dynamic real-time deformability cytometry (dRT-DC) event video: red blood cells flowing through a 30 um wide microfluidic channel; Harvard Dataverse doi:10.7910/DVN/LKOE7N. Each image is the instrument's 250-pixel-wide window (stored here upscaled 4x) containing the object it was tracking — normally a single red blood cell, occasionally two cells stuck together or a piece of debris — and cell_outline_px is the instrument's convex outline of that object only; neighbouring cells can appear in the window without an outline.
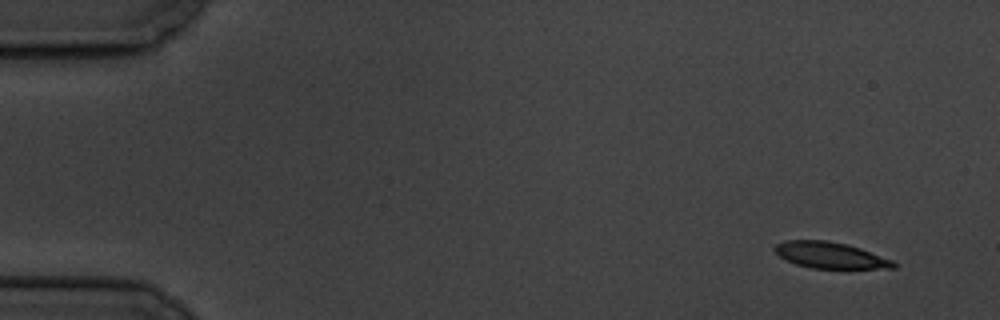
{"species": "common noctule bat (a hibernating species)", "species_latin": "Nyctalus noctula", "temperature_condition": "cold", "stored_images_in_passage": 4, "camera_frame_rate_fps": 3000, "um_per_image_px": 0.085, "animal": {"sex": "male", "body_mass_g": 19.5, "forearm_length_mm": 54.6}, "frame": {"image": 1, "passage_image": 1, "time_ms": 0.0, "image_size_px": [1000, 320], "cell_outline_px": [[896, 268], [812, 268], [796, 264], [780, 256], [772, 248], [776, 244], [784, 240], [828, 240], [848, 244], [860, 248], [892, 260], [896, 264]], "centroid_in_image_um": [70.55, 21.68], "position_along_channel_um": 14.5, "area_um2": 18.03}}
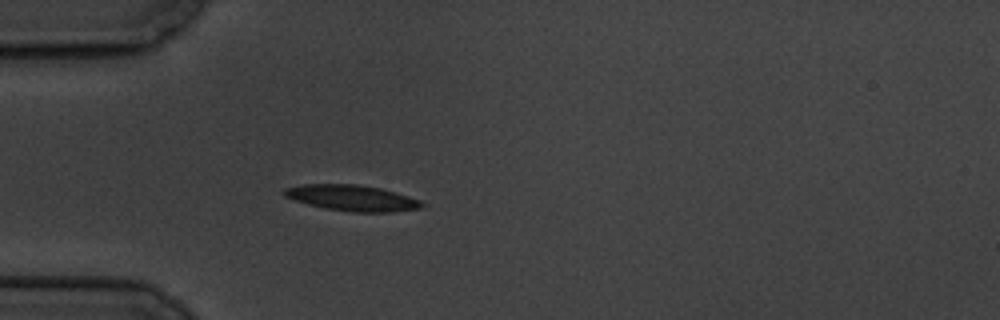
{"frame": {"image": 2, "passage_image": 4, "time_ms": 4.333, "image_size_px": [1000, 320], "cell_outline_px": [[424, 208], [392, 212], [348, 212], [324, 208], [308, 204], [284, 196], [284, 188], [304, 184], [356, 184], [380, 188], [408, 196], [420, 200], [424, 204]], "centroid_in_image_um": [29.95, 16.83], "position_along_channel_um": 55.1, "area_um2": 20.75}}